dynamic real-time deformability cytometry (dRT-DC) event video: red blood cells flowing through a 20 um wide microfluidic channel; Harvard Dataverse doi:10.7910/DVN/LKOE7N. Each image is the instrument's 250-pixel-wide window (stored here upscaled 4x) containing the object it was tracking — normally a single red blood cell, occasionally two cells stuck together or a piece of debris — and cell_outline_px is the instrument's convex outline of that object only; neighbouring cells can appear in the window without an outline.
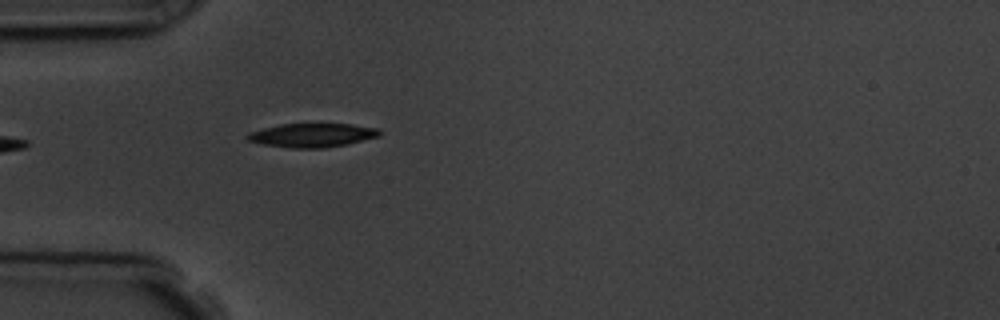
{"species": "common noctule bat (a hibernating species)", "species_latin": "Nyctalus noctula", "temperature_condition": "room temperature", "stored_images_in_passage": 5, "camera_frame_rate_fps": 3000, "um_per_image_px": 0.085, "animal": {"sex": "male", "body_mass_g": 19.5, "forearm_length_mm": 54.6}, "frame": {"image": 1, "passage_image": 5, "time_ms": 5.333, "image_size_px": [1000, 320], "cell_outline_px": [[380, 136], [348, 144], [324, 148], [288, 148], [264, 144], [248, 140], [244, 136], [248, 132], [280, 124], [352, 124], [380, 128]], "centroid_in_image_um": [26.55, 11.49], "position_along_channel_um": 58.5, "area_um2": 18.44}}